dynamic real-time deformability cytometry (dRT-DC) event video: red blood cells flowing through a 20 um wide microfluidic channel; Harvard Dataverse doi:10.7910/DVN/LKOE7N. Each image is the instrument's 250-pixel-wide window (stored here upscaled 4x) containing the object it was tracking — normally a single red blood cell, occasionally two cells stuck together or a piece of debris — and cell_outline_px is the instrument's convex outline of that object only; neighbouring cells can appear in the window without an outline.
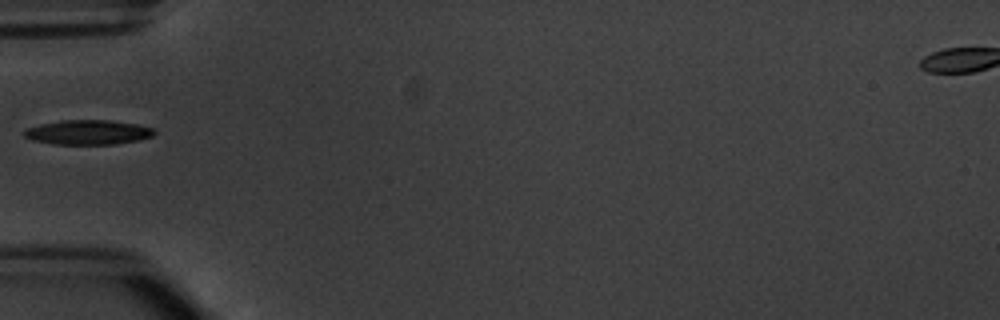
{"species": "common noctule bat (a hibernating species)", "species_latin": "Nyctalus noctula", "temperature_condition": "warm", "stored_images_in_passage": 5, "camera_frame_rate_fps": 3000, "um_per_image_px": 0.085, "animal": {"sex": "male", "body_mass_g": 20.1, "forearm_length_mm": 53.5}, "frame": {"image": 1, "passage_image": 5, "time_ms": 5.333, "image_size_px": [1000, 320], "cell_outline_px": [[156, 132], [152, 136], [140, 140], [116, 144], [52, 144], [32, 140], [24, 136], [20, 132], [24, 128], [40, 124], [60, 120], [108, 120], [136, 124], [152, 128]], "centroid_in_image_um": [7.42, 11.24], "position_along_channel_um": 77.6, "area_um2": 18.84}}